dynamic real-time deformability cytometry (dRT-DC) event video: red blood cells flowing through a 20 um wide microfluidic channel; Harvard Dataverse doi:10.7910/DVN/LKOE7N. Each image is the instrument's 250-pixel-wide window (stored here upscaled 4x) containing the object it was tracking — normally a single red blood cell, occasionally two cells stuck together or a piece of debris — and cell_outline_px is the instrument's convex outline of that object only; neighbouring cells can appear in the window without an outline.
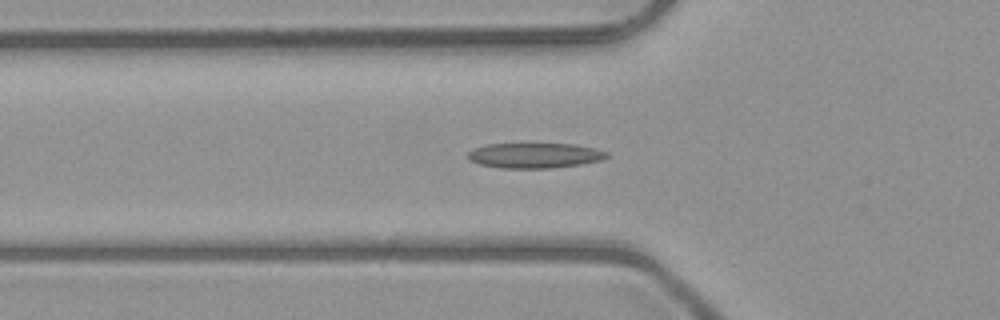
{"species": "common noctule bat (a hibernating species)", "species_latin": "Nyctalus noctula", "temperature_condition": "room temperature", "stored_images_in_passage": 36, "camera_frame_rate_fps": 3000, "um_per_image_px": 0.085, "animal": {"sex": "male", "body_mass_g": 23.1, "forearm_length_mm": 52.7}, "frame": {"image": 1, "passage_image": 2, "time_ms": 0.333, "image_size_px": [1000, 320], "cell_outline_px": [[608, 156], [600, 160], [580, 164], [552, 168], [500, 168], [480, 164], [468, 160], [468, 152], [472, 148], [488, 144], [576, 144], [596, 148], [608, 152]], "centroid_in_image_um": [45.43, 13.21], "position_along_channel_um": 80.4, "area_um2": 20.4}}
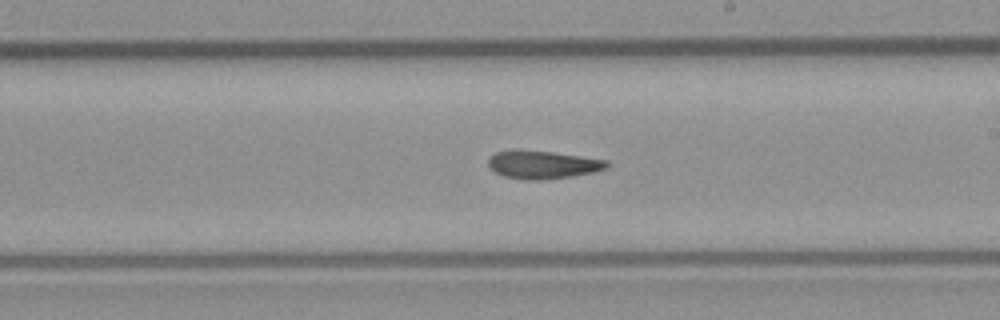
{"frame": {"image": 2, "passage_image": 14, "time_ms": 4.333, "image_size_px": [1000, 320], "cell_outline_px": [[608, 168], [592, 172], [572, 176], [536, 180], [528, 180], [504, 176], [496, 172], [488, 164], [488, 160], [496, 152], [512, 148], [520, 148], [552, 152], [608, 160]], "centroid_in_image_um": [46.11, 13.96], "position_along_channel_um": 242.9, "area_um2": 19.42}}
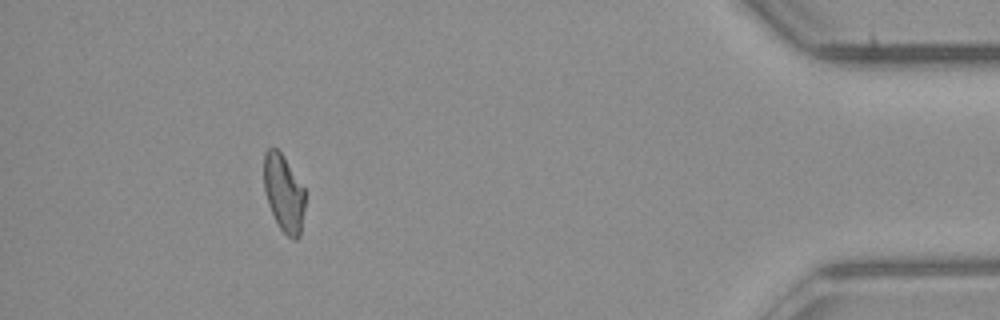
{"frame": {"image": 3, "passage_image": 31, "time_ms": 10.0, "image_size_px": [1000, 320], "cell_outline_px": [[304, 208], [300, 236], [296, 240], [292, 240], [280, 228], [268, 204], [264, 192], [264, 152], [268, 148], [276, 148], [280, 152], [304, 188]], "centroid_in_image_um": [24.11, 16.43], "position_along_channel_um": 411.1, "area_um2": 18.26}, "authors_computed_cell_mechanics": {"area_um2": 19.2474, "velocity_mm_per_s": 4.0332, "shape_relaxation_time_tau1_ms": null, "shape_relaxation_time_tau2_ms": 5.9895, "deformation_change_tau1": null, "deformation_change_tau2": 0.1488}}